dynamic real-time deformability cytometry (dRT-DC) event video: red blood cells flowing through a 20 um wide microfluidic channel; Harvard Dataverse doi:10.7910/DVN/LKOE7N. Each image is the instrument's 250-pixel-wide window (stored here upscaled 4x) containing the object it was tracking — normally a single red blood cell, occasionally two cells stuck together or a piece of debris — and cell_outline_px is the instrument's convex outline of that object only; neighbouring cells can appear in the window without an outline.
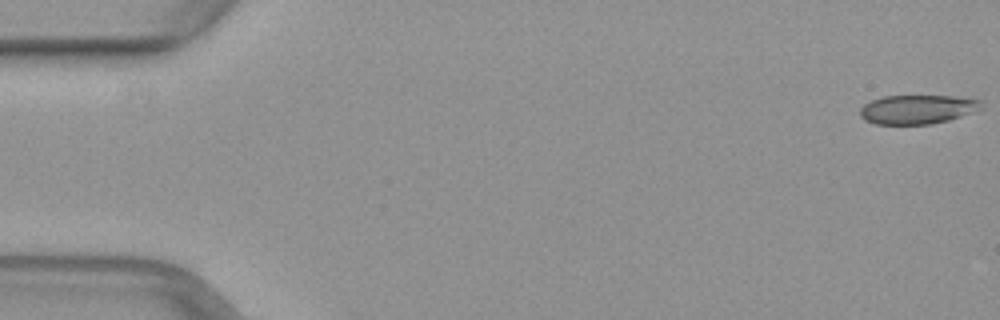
{"species": "common noctule bat (a hibernating species)", "species_latin": "Nyctalus noctula", "temperature_condition": "warm", "stored_images_in_passage": 13, "camera_frame_rate_fps": 3000, "um_per_image_px": 0.085, "animal": {"sex": "female", "body_mass_g": 29.2, "forearm_length_mm": 56.3}, "frame": {"image": 1, "passage_image": 1, "time_ms": 0.0, "image_size_px": [1000, 320], "cell_outline_px": [[984, 108], [948, 120], [932, 124], [876, 124], [864, 120], [860, 116], [860, 108], [864, 104], [872, 100], [884, 96], [952, 96], [980, 100]], "centroid_in_image_um": [77.96, 9.3], "position_along_channel_um": 7.0, "area_um2": 20.46}}